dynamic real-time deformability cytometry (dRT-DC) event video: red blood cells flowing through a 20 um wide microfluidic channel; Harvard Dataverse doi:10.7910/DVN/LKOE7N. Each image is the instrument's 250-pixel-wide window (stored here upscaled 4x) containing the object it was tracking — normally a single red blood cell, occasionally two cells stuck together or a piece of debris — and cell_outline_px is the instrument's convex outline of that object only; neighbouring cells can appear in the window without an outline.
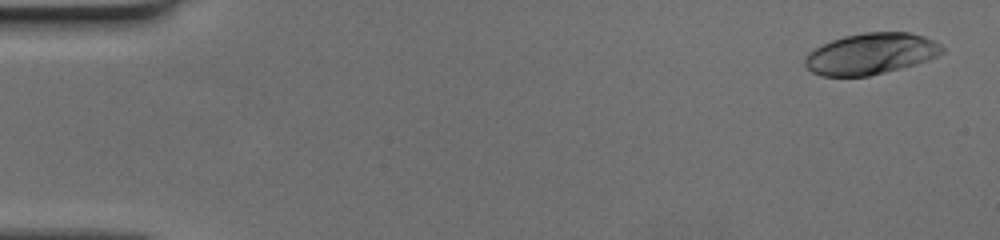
{"species": "human", "species_latin": "Homo sapiens", "temperature_condition": "cold", "stored_images_in_passage": 35, "camera_frame_rate_fps": 3000, "um_per_image_px": 0.085, "donor": {"sex": "female"}, "frame": {"image": 1, "passage_image": 2, "time_ms": 0.333, "image_size_px": [1000, 240], "cell_outline_px": [[944, 52], [928, 60], [916, 64], [868, 76], [820, 76], [812, 72], [804, 64], [804, 60], [808, 52], [832, 40], [844, 36], [864, 32], [908, 32], [924, 36], [940, 44], [944, 48]], "centroid_in_image_um": [74.02, 4.57], "position_along_channel_um": 11.0, "area_um2": 32.83}}
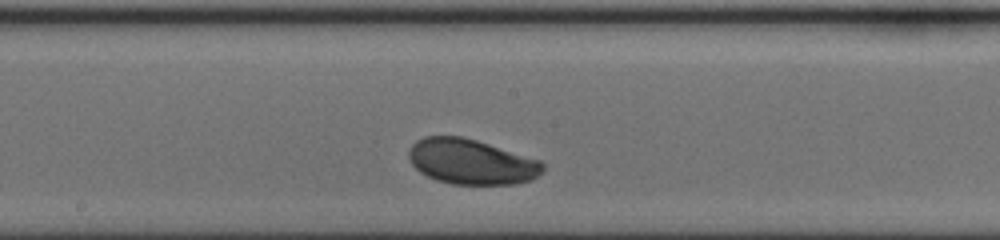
{"frame": {"image": 2, "passage_image": 22, "time_ms": 7.0, "image_size_px": [1000, 240], "cell_outline_px": [[544, 172], [532, 180], [512, 184], [452, 184], [436, 180], [420, 172], [412, 164], [408, 156], [408, 152], [412, 144], [416, 140], [424, 136], [460, 136], [476, 140], [540, 160], [544, 164]], "centroid_in_image_um": [40.06, 13.75], "position_along_channel_um": 208.1, "area_um2": 35.32}}
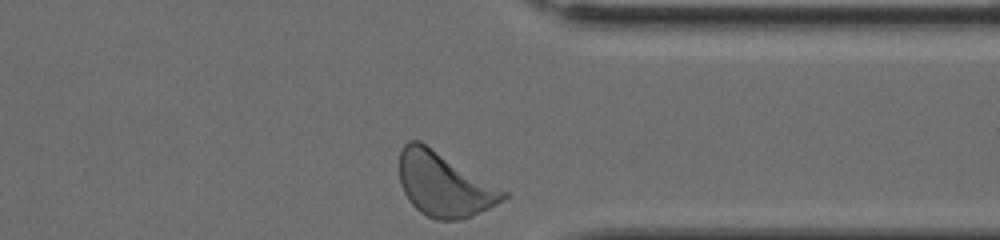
{"frame": {"image": 3, "passage_image": 35, "time_ms": 11.333, "image_size_px": [1000, 240], "cell_outline_px": [[508, 196], [496, 204], [480, 212], [460, 220], [436, 220], [420, 212], [408, 200], [400, 184], [400, 152], [404, 144], [408, 140], [420, 140], [508, 192]], "centroid_in_image_um": [37.73, 15.67], "position_along_channel_um": 373.7, "area_um2": 38.61}}